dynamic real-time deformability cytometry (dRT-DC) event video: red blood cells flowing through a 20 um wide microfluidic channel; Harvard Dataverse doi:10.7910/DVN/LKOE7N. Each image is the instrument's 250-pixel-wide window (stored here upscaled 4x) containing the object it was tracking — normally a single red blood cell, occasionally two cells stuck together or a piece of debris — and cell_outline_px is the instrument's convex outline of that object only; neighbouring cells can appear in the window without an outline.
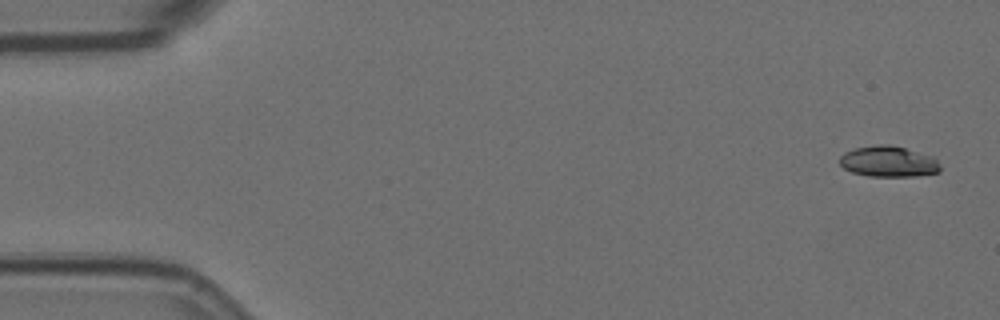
{"species": "Egyptian fruit bat (a non-hibernating species)", "species_latin": "Rousettus aegyptiacus", "temperature_condition": "room temperature", "stored_images_in_passage": 5, "camera_frame_rate_fps": 3000, "um_per_image_px": 0.085, "animal": {"sex": "female"}, "frame": {"image": 1, "passage_image": 5, "time_ms": 1.333, "image_size_px": [1000, 320], "cell_outline_px": [[940, 172], [916, 176], [868, 176], [852, 172], [844, 168], [840, 164], [840, 156], [844, 152], [856, 148], [876, 144], [888, 144], [904, 148], [932, 156], [936, 160], [940, 168]], "centroid_in_image_um": [75.5, 13.73], "position_along_channel_um": 9.5, "area_um2": 17.98}}